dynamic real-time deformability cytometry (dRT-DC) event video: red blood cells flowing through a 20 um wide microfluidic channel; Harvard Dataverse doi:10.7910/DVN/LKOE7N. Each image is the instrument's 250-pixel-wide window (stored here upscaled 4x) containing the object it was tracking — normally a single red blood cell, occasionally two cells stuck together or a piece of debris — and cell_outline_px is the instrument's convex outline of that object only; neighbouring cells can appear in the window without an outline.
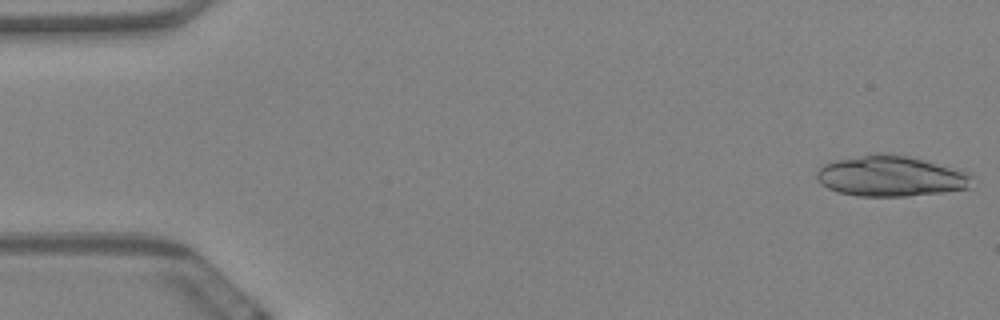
{"species": "Egyptian fruit bat (a non-hibernating species)", "species_latin": "Rousettus aegyptiacus", "temperature_condition": "warm", "stored_images_in_passage": 23, "camera_frame_rate_fps": 3000, "um_per_image_px": 0.085, "animal": {"sex": "female"}, "frame": {"image": 1, "passage_image": 1, "time_ms": 0.0, "image_size_px": [1000, 320], "cell_outline_px": [[972, 176], [968, 188], [944, 192], [908, 196], [856, 196], [836, 192], [828, 188], [816, 176], [816, 172], [824, 164], [836, 160], [872, 152], [888, 152], [960, 168], [968, 172]], "centroid_in_image_um": [75.73, 14.95], "position_along_channel_um": 9.3, "area_um2": 37.11}}